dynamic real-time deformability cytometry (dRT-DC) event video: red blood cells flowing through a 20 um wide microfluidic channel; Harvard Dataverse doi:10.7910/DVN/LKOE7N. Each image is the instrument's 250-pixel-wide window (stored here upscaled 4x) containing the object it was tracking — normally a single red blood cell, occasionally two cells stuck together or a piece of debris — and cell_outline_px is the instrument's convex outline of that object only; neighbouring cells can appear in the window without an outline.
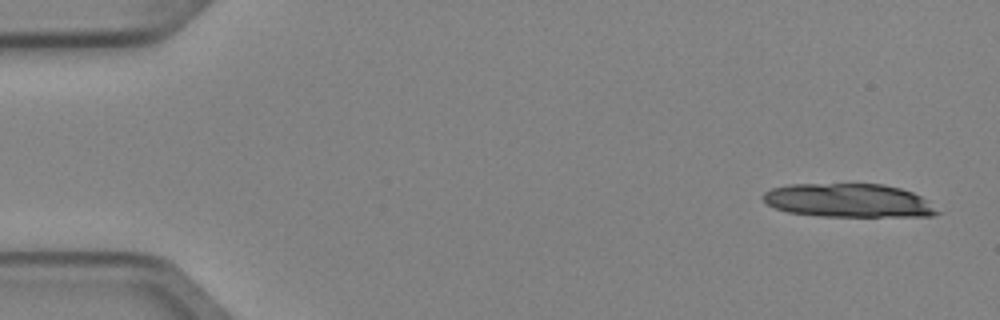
{"species": "Egyptian fruit bat (a non-hibernating species)", "species_latin": "Rousettus aegyptiacus", "temperature_condition": "cold", "stored_images_in_passage": 5, "camera_frame_rate_fps": 3000, "um_per_image_px": 0.085, "animal": {"sex": "female"}, "frame": {"image": 1, "passage_image": 1, "time_ms": 0.0, "image_size_px": [1000, 320], "cell_outline_px": [[944, 212], [932, 216], [820, 216], [788, 212], [776, 208], [768, 204], [764, 200], [764, 192], [772, 188], [788, 184], [884, 184], [900, 188], [912, 192], [920, 196]], "centroid_in_image_um": [72.17, 17.04], "position_along_channel_um": 12.8, "area_um2": 34.1}}